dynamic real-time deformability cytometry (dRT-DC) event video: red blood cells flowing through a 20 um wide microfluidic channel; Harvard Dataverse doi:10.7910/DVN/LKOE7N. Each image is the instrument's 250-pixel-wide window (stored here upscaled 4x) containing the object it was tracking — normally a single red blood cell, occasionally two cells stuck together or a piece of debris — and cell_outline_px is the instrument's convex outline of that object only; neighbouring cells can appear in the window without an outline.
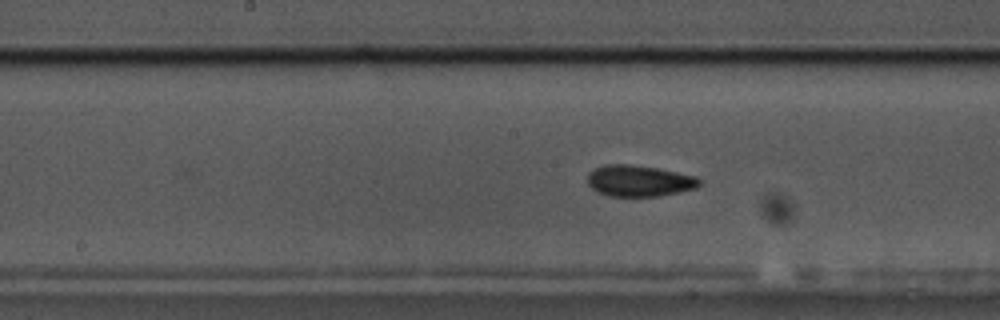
{"species": "common noctule bat (a hibernating species)", "species_latin": "Nyctalus noctula", "temperature_condition": "cold", "stored_images_in_passage": 45, "camera_frame_rate_fps": 3000, "um_per_image_px": 0.085, "animal": {"sex": "male", "body_mass_g": 17.5, "forearm_length_mm": 52.3}, "frame": {"image": 1, "passage_image": 28, "time_ms": 9.0, "image_size_px": [1000, 320], "cell_outline_px": [[700, 184], [696, 188], [680, 192], [656, 196], [608, 196], [596, 192], [588, 184], [588, 172], [604, 164], [632, 164], [656, 168], [696, 176], [700, 180]], "centroid_in_image_um": [54.3, 15.37], "position_along_channel_um": 193.9, "area_um2": 20.4}}